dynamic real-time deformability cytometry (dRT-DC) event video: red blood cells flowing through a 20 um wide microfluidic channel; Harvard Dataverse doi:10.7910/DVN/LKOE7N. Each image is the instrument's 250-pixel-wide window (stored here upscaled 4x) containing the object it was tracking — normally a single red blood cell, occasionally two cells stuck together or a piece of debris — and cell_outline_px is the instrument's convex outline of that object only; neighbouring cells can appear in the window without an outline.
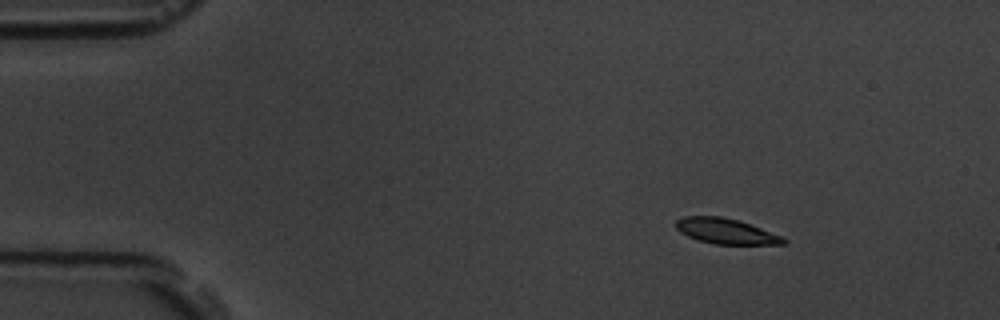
{"species": "common noctule bat (a hibernating species)", "species_latin": "Nyctalus noctula", "temperature_condition": "room temperature", "stored_images_in_passage": 9, "camera_frame_rate_fps": 3000, "um_per_image_px": 0.085, "animal": {"sex": "male", "body_mass_g": 19.5, "forearm_length_mm": 54.6}, "frame": {"image": 1, "passage_image": 1, "time_ms": 0.0, "image_size_px": [1000, 320], "cell_outline_px": [[788, 244], [716, 244], [700, 240], [688, 236], [680, 232], [676, 228], [676, 220], [684, 216], [720, 216], [740, 220], [780, 236], [788, 240]], "centroid_in_image_um": [61.7, 19.64], "position_along_channel_um": 23.3, "area_um2": 15.78}}
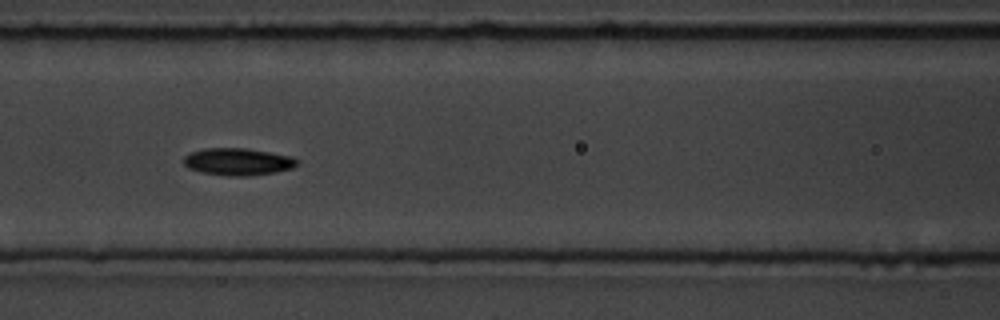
{"frame": {"image": 2, "passage_image": 6, "time_ms": 5.667, "image_size_px": [1000, 320], "cell_outline_px": [[300, 164], [292, 168], [276, 172], [248, 176], [228, 176], [200, 172], [188, 168], [184, 164], [184, 156], [192, 152], [204, 148], [244, 148], [292, 156], [300, 160]], "centroid_in_image_um": [20.25, 13.75], "position_along_channel_um": 146.3, "area_um2": 18.09}}
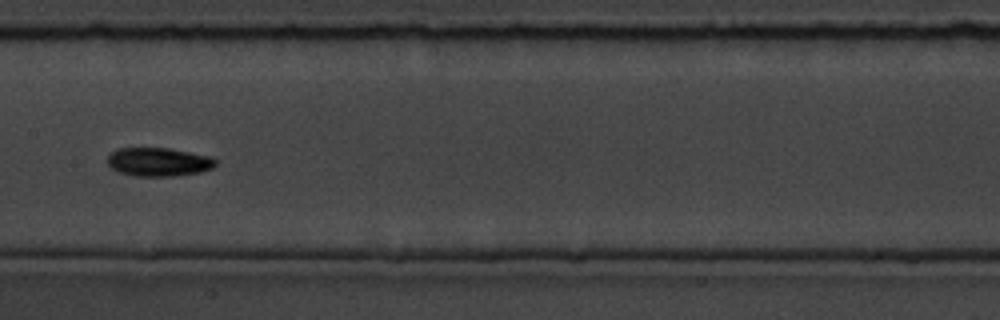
{"frame": {"image": 3, "passage_image": 7, "time_ms": 7.0, "image_size_px": [1000, 320], "cell_outline_px": [[216, 164], [212, 168], [200, 172], [176, 176], [136, 176], [116, 172], [108, 164], [108, 156], [116, 148], [168, 148], [212, 156], [216, 160]], "centroid_in_image_um": [13.48, 13.76], "position_along_channel_um": 193.9, "area_um2": 18.15}}